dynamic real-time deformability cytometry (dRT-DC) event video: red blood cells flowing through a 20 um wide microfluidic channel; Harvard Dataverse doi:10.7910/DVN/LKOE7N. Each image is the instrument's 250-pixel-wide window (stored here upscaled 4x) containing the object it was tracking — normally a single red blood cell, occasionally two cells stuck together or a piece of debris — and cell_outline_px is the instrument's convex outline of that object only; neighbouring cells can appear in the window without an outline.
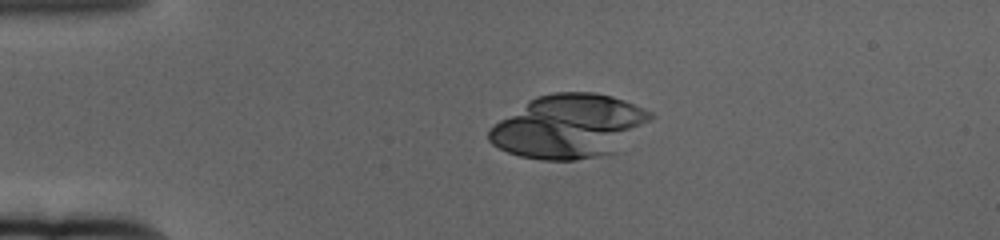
{"species": "human", "species_latin": "Homo sapiens", "temperature_condition": "cold", "stored_images_in_passage": 61, "camera_frame_rate_fps": 3000, "um_per_image_px": 0.085, "donor": {"sex": "female"}, "frame": {"image": 1, "passage_image": 14, "time_ms": 4.333, "image_size_px": [1000, 240], "cell_outline_px": [[656, 116], [616, 152], [600, 156], [576, 160], [544, 160], [520, 156], [508, 152], [492, 144], [488, 140], [488, 132], [500, 120], [528, 100], [536, 96], [556, 92], [592, 92], [612, 96], [624, 100], [652, 112]], "centroid_in_image_um": [48.39, 10.74], "position_along_channel_um": 36.6, "area_um2": 59.71}}
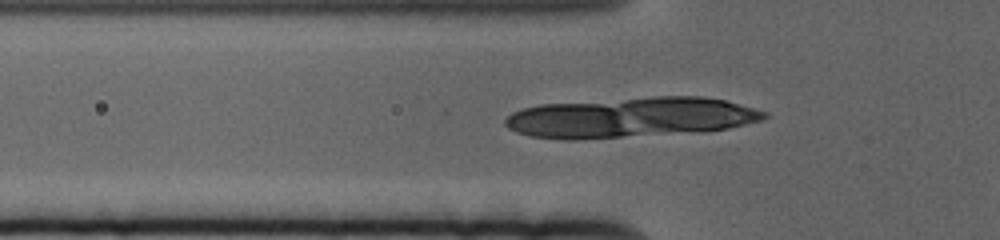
{"frame": {"image": 2, "passage_image": 21, "time_ms": 6.667, "image_size_px": [1000, 240], "cell_outline_px": [[768, 116], [764, 120], [728, 128], [700, 132], [572, 140], [560, 140], [532, 136], [516, 132], [508, 128], [504, 124], [504, 120], [512, 112], [524, 108], [540, 104], [652, 96], [704, 96], [724, 100], [768, 112]], "centroid_in_image_um": [53.6, 9.98], "position_along_channel_um": 72.2, "area_um2": 61.09}}
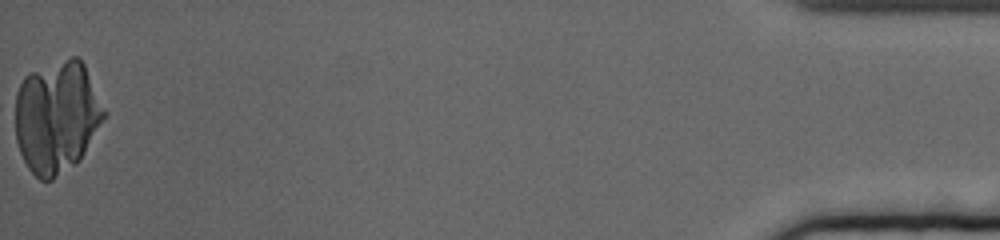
{"frame": {"image": 3, "passage_image": 61, "time_ms": 20.0, "image_size_px": [1000, 240], "cell_outline_px": [[108, 112], [104, 120], [80, 160], [76, 164], [52, 180], [40, 180], [28, 168], [20, 152], [16, 140], [16, 92], [24, 76], [28, 72], [72, 56], [80, 56]], "centroid_in_image_um": [4.85, 9.91], "position_along_channel_um": 430.3, "area_um2": 58.72}}